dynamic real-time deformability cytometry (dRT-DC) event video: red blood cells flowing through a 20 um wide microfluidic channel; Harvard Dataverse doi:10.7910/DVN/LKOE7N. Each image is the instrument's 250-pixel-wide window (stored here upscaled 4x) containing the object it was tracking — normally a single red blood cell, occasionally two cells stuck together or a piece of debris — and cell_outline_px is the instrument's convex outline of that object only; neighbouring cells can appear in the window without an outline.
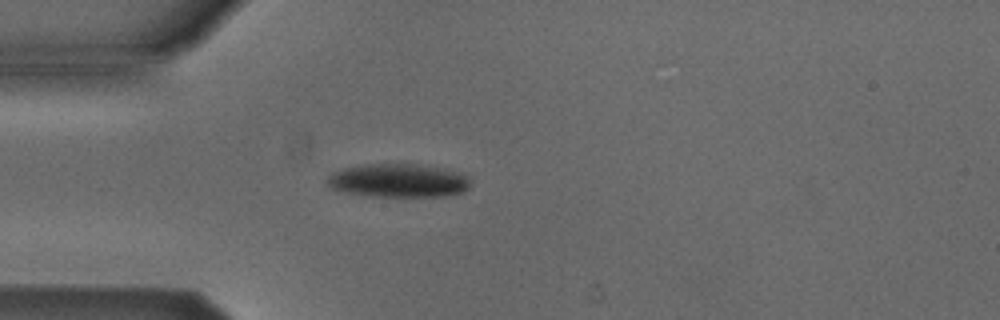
{"species": "Egyptian fruit bat (a non-hibernating species)", "species_latin": "Rousettus aegyptiacus", "temperature_condition": "cold", "stored_images_in_passage": 4, "camera_frame_rate_fps": 3000, "um_per_image_px": 0.085, "animal": {"sex": "male"}, "frame": {"image": 1, "passage_image": 4, "time_ms": 3.667, "image_size_px": [1000, 320], "cell_outline_px": [[468, 188], [460, 192], [440, 196], [368, 196], [344, 192], [332, 188], [324, 180], [332, 172], [340, 168], [368, 164], [428, 164], [460, 172], [468, 176]], "centroid_in_image_um": [33.82, 15.33], "position_along_channel_um": 51.2, "area_um2": 28.15}}